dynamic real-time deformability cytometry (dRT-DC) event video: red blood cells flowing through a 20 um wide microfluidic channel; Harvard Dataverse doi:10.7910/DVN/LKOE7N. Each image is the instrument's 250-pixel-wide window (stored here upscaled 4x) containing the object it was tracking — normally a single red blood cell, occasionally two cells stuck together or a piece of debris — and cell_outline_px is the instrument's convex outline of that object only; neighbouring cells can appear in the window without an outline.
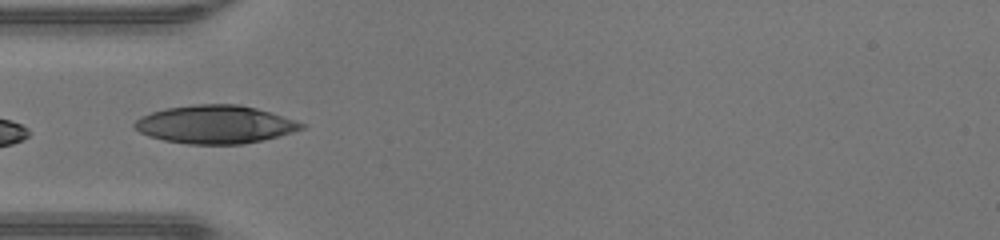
{"species": "human", "species_latin": "Homo sapiens", "temperature_condition": "warm", "stored_images_in_passage": 20, "camera_frame_rate_fps": 3000, "um_per_image_px": 0.085, "donor": {"sex": "male"}, "frame": {"image": 1, "passage_image": 1, "time_ms": 0.0, "image_size_px": [1000, 240], "cell_outline_px": [[308, 124], [304, 128], [292, 132], [244, 144], [188, 144], [164, 140], [148, 136], [140, 132], [132, 124], [140, 116], [164, 108], [192, 104], [240, 104], [256, 108]], "centroid_in_image_um": [18.26, 10.57], "position_along_channel_um": 66.7, "area_um2": 37.05}}